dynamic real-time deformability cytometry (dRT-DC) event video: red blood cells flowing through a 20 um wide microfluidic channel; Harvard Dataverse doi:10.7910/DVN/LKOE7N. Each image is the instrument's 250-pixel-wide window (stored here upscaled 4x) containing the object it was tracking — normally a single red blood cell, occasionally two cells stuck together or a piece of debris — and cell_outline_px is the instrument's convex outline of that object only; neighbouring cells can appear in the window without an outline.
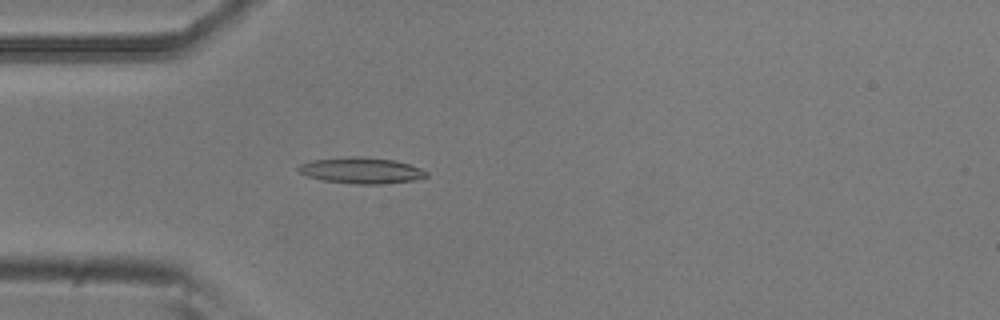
{"species": "common noctule bat (a hibernating species)", "species_latin": "Nyctalus noctula", "temperature_condition": "room temperature", "stored_images_in_passage": 53, "camera_frame_rate_fps": 3000, "um_per_image_px": 0.085, "animal": {"sex": "male", "body_mass_g": 20.5, "forearm_length_mm": 52.5}, "frame": {"image": 1, "passage_image": 15, "time_ms": 4.667, "image_size_px": [1000, 320], "cell_outline_px": [[428, 176], [416, 180], [380, 184], [356, 184], [324, 180], [308, 176], [300, 172], [296, 168], [300, 164], [312, 160], [348, 156], [360, 156], [396, 160], [420, 168], [428, 172]], "centroid_in_image_um": [30.73, 14.48], "position_along_channel_um": 54.3, "area_um2": 19.48}}
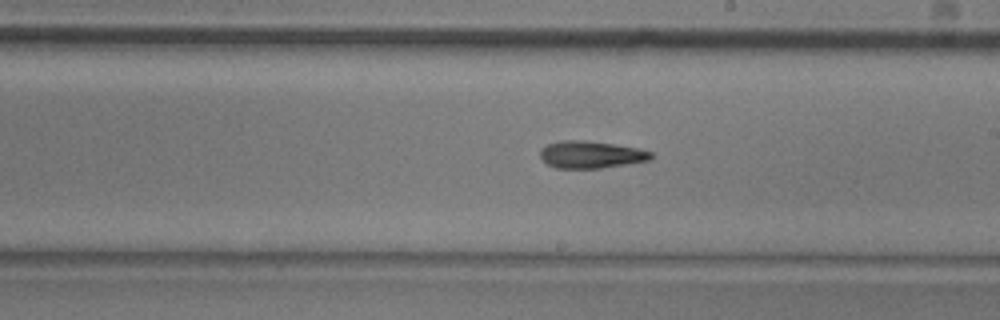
{"frame": {"image": 2, "passage_image": 30, "time_ms": 9.667, "image_size_px": [1000, 320], "cell_outline_px": [[652, 156], [648, 160], [600, 168], [556, 168], [540, 160], [540, 148], [548, 144], [564, 140], [580, 140], [612, 144], [636, 148], [652, 152]], "centroid_in_image_um": [50.15, 13.14], "position_along_channel_um": 238.8, "area_um2": 17.28}}
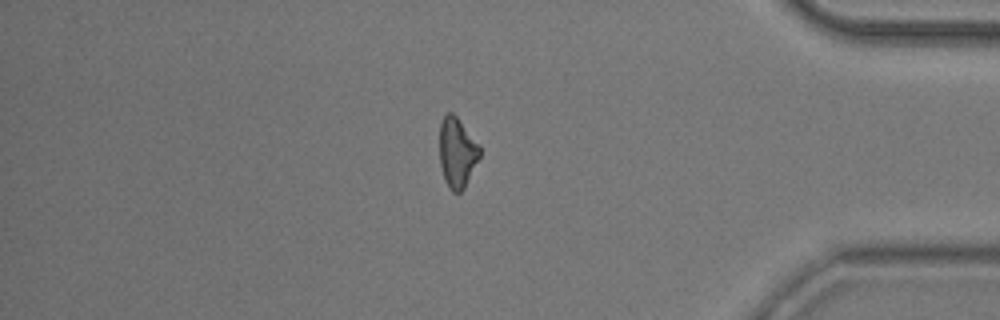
{"frame": {"image": 3, "passage_image": 45, "time_ms": 14.667, "image_size_px": [1000, 320], "cell_outline_px": [[480, 156], [464, 188], [460, 192], [452, 192], [448, 188], [444, 180], [440, 164], [440, 124], [444, 116], [448, 112], [452, 112], [456, 116], [480, 144]], "centroid_in_image_um": [38.85, 12.97], "position_along_channel_um": 396.3, "area_um2": 16.42}, "authors_computed_cell_mechanics": {"area_um2": 17.5134, "velocity_mm_per_s": 3.7861, "shape_relaxation_time_tau1_ms": 8.9783, "shape_relaxation_time_tau2_ms": null, "deformation_change_tau1": 0.2286, "deformation_change_tau2": null}}